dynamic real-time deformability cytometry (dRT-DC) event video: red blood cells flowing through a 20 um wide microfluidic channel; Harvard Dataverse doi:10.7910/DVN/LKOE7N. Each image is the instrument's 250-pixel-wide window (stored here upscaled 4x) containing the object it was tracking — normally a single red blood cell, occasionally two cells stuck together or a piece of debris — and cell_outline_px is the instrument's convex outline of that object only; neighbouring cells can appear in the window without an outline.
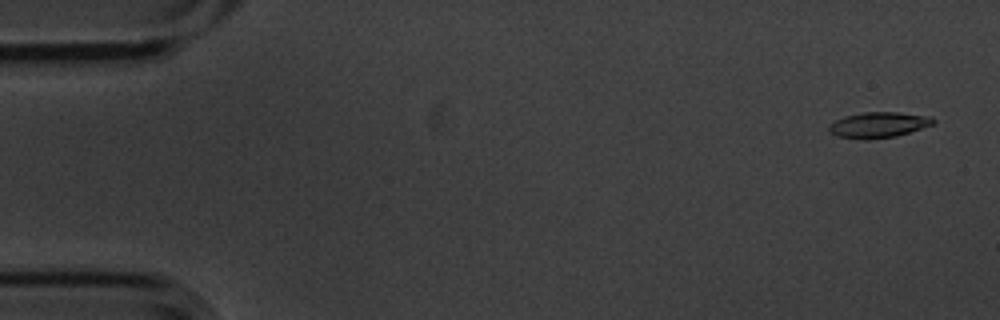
{"species": "common noctule bat (a hibernating species)", "species_latin": "Nyctalus noctula", "temperature_condition": "cold", "stored_images_in_passage": 5, "camera_frame_rate_fps": 3000, "um_per_image_px": 0.085, "animal": {"sex": "male", "body_mass_g": 20.1, "forearm_length_mm": 53.5}, "frame": {"image": 1, "passage_image": 1, "time_ms": 0.0, "image_size_px": [1000, 320], "cell_outline_px": [[936, 120], [932, 124], [896, 136], [868, 140], [864, 140], [836, 136], [828, 128], [836, 120], [844, 116], [864, 112], [896, 112], [932, 116]], "centroid_in_image_um": [74.68, 10.61], "position_along_channel_um": 10.3, "area_um2": 15.43}}
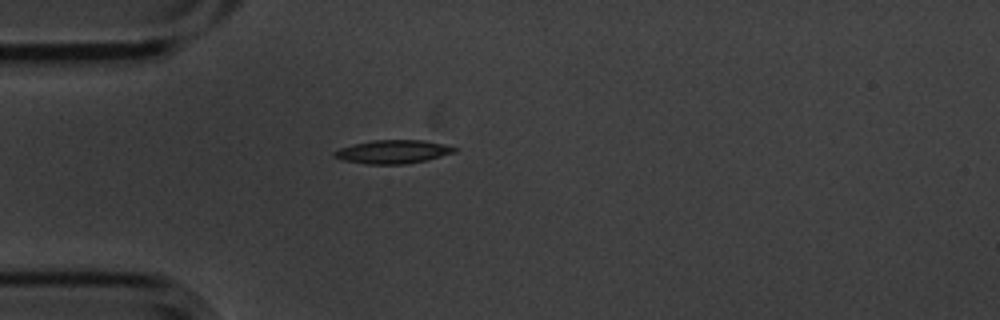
{"frame": {"image": 2, "passage_image": 4, "time_ms": 1.0, "image_size_px": [1000, 320], "cell_outline_px": [[456, 152], [428, 160], [404, 164], [364, 164], [340, 160], [332, 156], [332, 152], [340, 148], [372, 140], [424, 140], [444, 144], [456, 148]], "centroid_in_image_um": [33.37, 12.91], "position_along_channel_um": 51.6, "area_um2": 16.53}}